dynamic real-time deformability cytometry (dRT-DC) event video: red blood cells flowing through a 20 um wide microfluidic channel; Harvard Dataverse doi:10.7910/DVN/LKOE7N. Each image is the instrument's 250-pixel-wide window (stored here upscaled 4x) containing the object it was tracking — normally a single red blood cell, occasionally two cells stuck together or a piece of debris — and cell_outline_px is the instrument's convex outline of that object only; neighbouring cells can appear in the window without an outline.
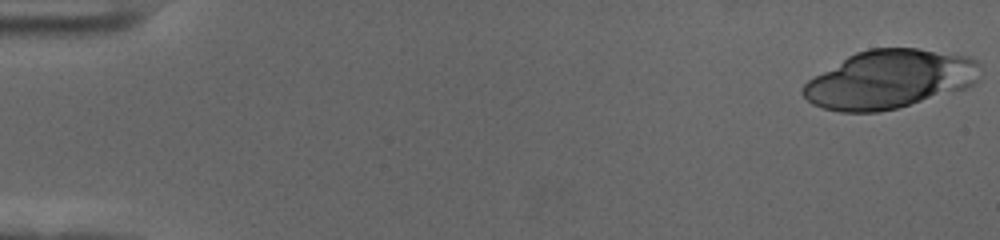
{"species": "human", "species_latin": "Homo sapiens", "temperature_condition": "cold", "stored_images_in_passage": 56, "camera_frame_rate_fps": 3000, "um_per_image_px": 0.085, "donor": {"sex": "female"}, "frame": {"image": 1, "passage_image": 1, "time_ms": 0.0, "image_size_px": [1000, 240], "cell_outline_px": [[980, 80], [964, 88], [896, 108], [880, 112], [840, 112], [824, 108], [812, 104], [800, 92], [804, 84], [808, 80], [848, 56], [856, 52], [868, 48], [920, 48], [968, 56], [976, 60], [980, 64]], "centroid_in_image_um": [75.61, 6.73], "position_along_channel_um": 9.4, "area_um2": 60.11}}